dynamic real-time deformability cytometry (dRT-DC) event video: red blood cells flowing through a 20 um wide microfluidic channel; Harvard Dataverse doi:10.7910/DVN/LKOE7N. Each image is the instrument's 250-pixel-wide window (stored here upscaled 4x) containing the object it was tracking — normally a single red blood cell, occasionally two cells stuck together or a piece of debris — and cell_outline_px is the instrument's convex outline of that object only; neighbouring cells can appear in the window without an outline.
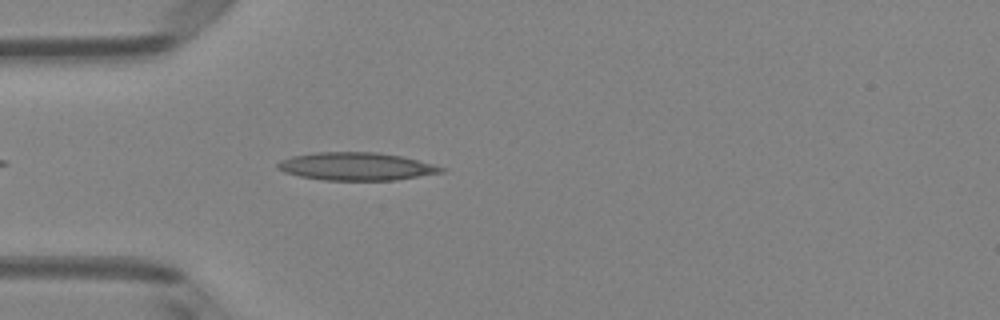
{"species": "Egyptian fruit bat (a non-hibernating species)", "species_latin": "Rousettus aegyptiacus", "temperature_condition": "room temperature", "stored_images_in_passage": 11, "camera_frame_rate_fps": 3000, "um_per_image_px": 0.085, "animal": {"sex": "female"}, "frame": {"image": 1, "passage_image": 4, "time_ms": 1.0, "image_size_px": [1000, 320], "cell_outline_px": [[448, 168], [444, 172], [396, 180], [324, 180], [300, 176], [284, 172], [276, 168], [276, 164], [280, 160], [292, 156], [316, 152], [376, 152], [400, 156]], "centroid_in_image_um": [30.27, 14.14], "position_along_channel_um": 54.7, "area_um2": 26.53}}
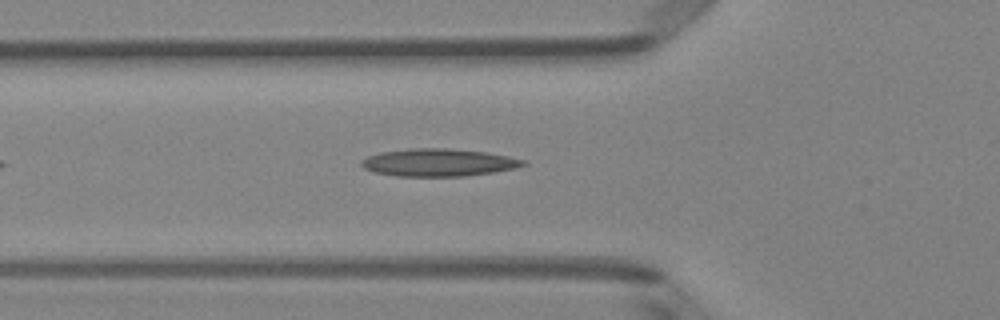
{"frame": {"image": 2, "passage_image": 7, "time_ms": 2.0, "image_size_px": [1000, 320], "cell_outline_px": [[528, 164], [516, 168], [492, 172], [464, 176], [396, 176], [372, 172], [364, 168], [360, 164], [360, 160], [368, 156], [380, 152], [412, 148], [448, 148], [488, 152], [508, 156], [524, 160]], "centroid_in_image_um": [37.25, 13.81], "position_along_channel_um": 88.5, "area_um2": 26.13}}